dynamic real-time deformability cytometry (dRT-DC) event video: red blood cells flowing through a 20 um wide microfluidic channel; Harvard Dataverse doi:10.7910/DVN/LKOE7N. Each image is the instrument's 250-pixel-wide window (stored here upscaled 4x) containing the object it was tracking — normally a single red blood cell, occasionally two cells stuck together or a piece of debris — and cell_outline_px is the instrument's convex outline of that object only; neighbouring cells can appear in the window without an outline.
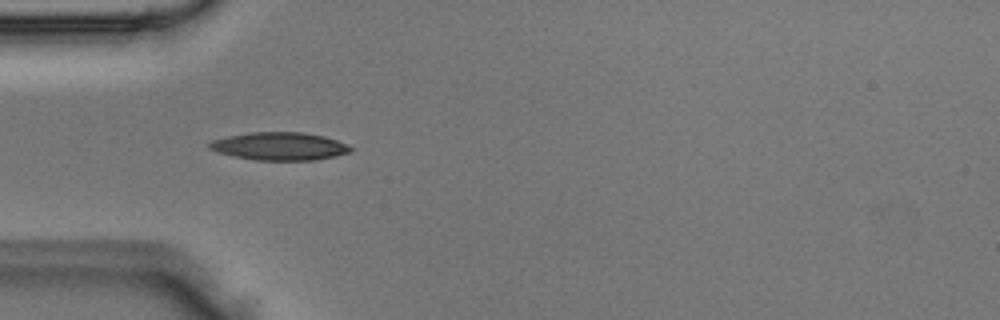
{"species": "Egyptian fruit bat (a non-hibernating species)", "species_latin": "Rousettus aegyptiacus", "temperature_condition": "room temperature", "stored_images_in_passage": 2, "camera_frame_rate_fps": 3000, "um_per_image_px": 0.085, "animal": {"sex": "male"}, "frame": {"image": 1, "passage_image": 1, "time_ms": 0.0, "image_size_px": [1000, 320], "cell_outline_px": [[352, 152], [336, 156], [316, 160], [256, 160], [216, 152], [208, 148], [208, 144], [212, 140], [228, 136], [248, 132], [304, 132], [324, 136], [348, 144], [352, 148]], "centroid_in_image_um": [23.78, 12.43], "position_along_channel_um": 61.2, "area_um2": 23.06}}
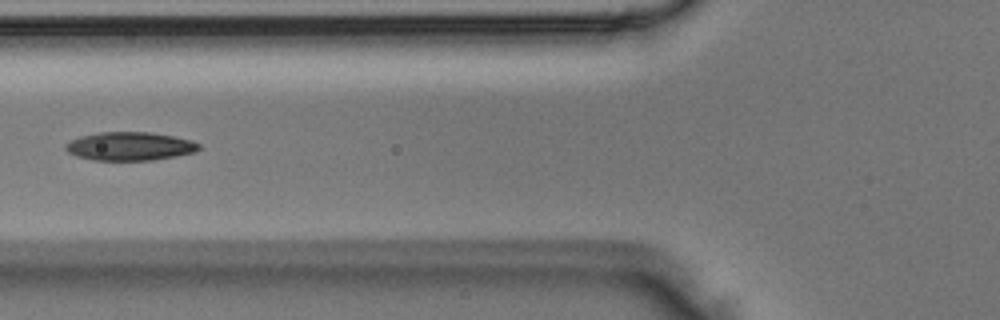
{"frame": {"image": 2, "passage_image": 2, "time_ms": 0.333, "image_size_px": [1000, 320], "cell_outline_px": [[200, 148], [196, 152], [176, 156], [152, 160], [92, 160], [76, 156], [68, 152], [64, 148], [64, 144], [80, 136], [100, 132], [148, 132], [172, 136], [192, 140], [200, 144]], "centroid_in_image_um": [11.03, 12.43], "position_along_channel_um": 114.8, "area_um2": 22.14}}